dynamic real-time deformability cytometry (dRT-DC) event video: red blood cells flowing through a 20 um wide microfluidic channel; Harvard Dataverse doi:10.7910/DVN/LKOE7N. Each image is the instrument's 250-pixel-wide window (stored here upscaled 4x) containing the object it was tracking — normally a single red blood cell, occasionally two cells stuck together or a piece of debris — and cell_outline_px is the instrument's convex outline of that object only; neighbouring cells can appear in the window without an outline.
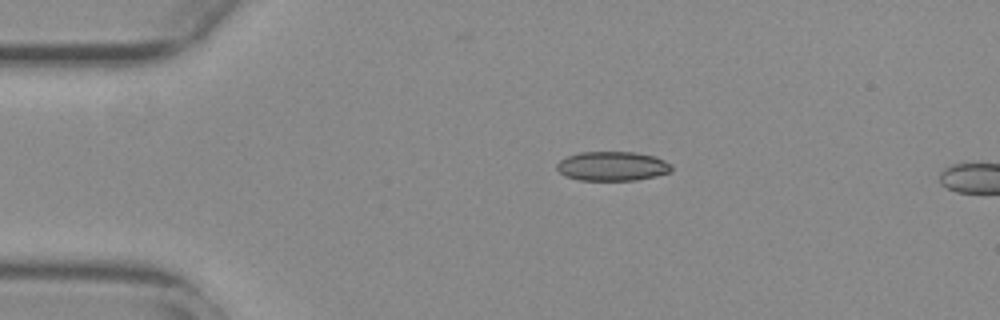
{"species": "common noctule bat (a hibernating species)", "species_latin": "Nyctalus noctula", "temperature_condition": "warm", "stored_images_in_passage": 4, "camera_frame_rate_fps": 3000, "um_per_image_px": 0.085, "animal": {"sex": "female", "body_mass_g": 29.2, "forearm_length_mm": 56.3}, "frame": {"image": 1, "passage_image": 1, "time_ms": 0.0, "image_size_px": [1000, 320], "cell_outline_px": [[672, 172], [656, 176], [636, 180], [580, 180], [564, 176], [556, 168], [556, 164], [560, 160], [568, 156], [580, 152], [636, 152], [656, 156], [672, 164]], "centroid_in_image_um": [52.08, 14.12], "position_along_channel_um": 32.9, "area_um2": 19.77}}